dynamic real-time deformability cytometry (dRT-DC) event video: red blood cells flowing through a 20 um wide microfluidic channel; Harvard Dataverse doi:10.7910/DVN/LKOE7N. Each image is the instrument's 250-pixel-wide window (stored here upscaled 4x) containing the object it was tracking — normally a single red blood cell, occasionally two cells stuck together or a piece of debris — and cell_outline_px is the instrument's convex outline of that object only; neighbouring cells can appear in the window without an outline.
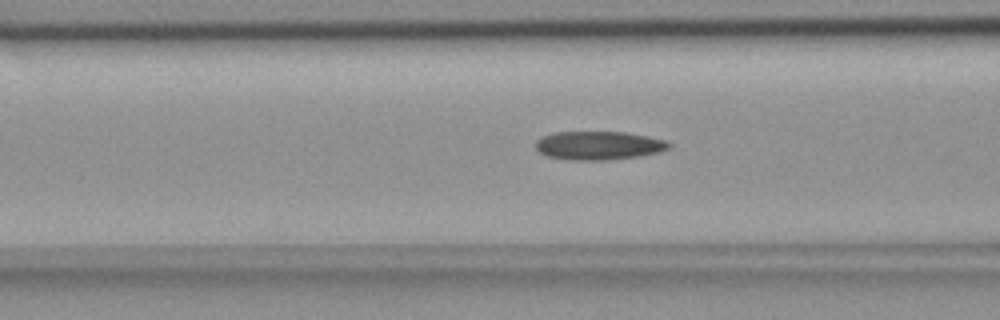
{"species": "common noctule bat (a hibernating species)", "species_latin": "Nyctalus noctula", "temperature_condition": "room temperature", "stored_images_in_passage": 55, "camera_frame_rate_fps": 3000, "um_per_image_px": 0.085, "animal": {"sex": "female", "body_mass_g": 18.4}, "frame": {"image": 1, "passage_image": 21, "time_ms": 6.667, "image_size_px": [1000, 320], "cell_outline_px": [[672, 144], [668, 148], [660, 152], [640, 156], [608, 160], [568, 160], [548, 156], [540, 152], [536, 148], [536, 140], [552, 132], [624, 132], [648, 136], [664, 140]], "centroid_in_image_um": [50.89, 12.37], "position_along_channel_um": 115.7, "area_um2": 22.2}}
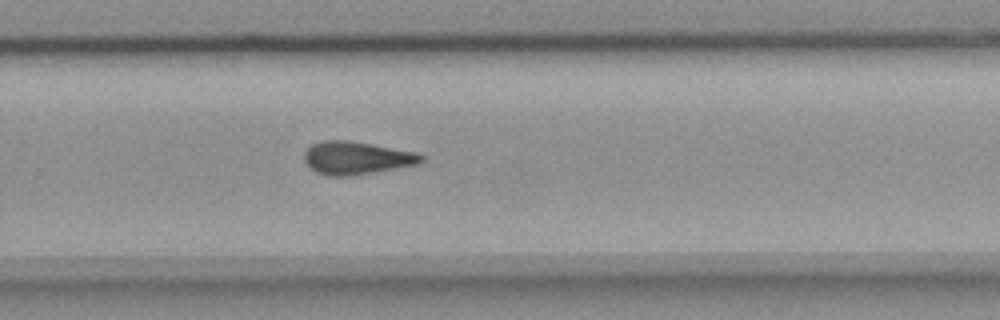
{"frame": {"image": 2, "passage_image": 36, "time_ms": 11.667, "image_size_px": [1000, 320], "cell_outline_px": [[424, 160], [420, 164], [348, 176], [328, 176], [316, 172], [304, 160], [304, 152], [312, 144], [324, 140], [348, 140], [372, 144], [416, 152], [424, 156]], "centroid_in_image_um": [30.31, 13.42], "position_along_channel_um": 299.5, "area_um2": 22.31}}
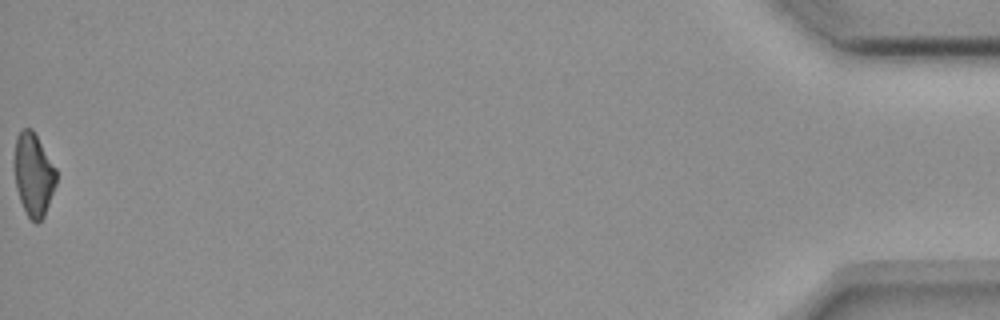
{"frame": {"image": 3, "passage_image": 55, "time_ms": 18.0, "image_size_px": [1000, 320], "cell_outline_px": [[56, 184], [44, 216], [36, 224], [28, 216], [20, 200], [16, 188], [16, 136], [24, 128], [32, 128], [56, 168]], "centroid_in_image_um": [2.88, 14.85], "position_along_channel_um": 432.3, "area_um2": 19.71}, "authors_computed_cell_mechanics": {"area_um2": 22.0218, "velocity_mm_per_s": 3.6882, "shape_relaxation_time_tau1_ms": null, "shape_relaxation_time_tau2_ms": 4.7907, "deformation_change_tau1": null, "deformation_change_tau2": 0.1381}}